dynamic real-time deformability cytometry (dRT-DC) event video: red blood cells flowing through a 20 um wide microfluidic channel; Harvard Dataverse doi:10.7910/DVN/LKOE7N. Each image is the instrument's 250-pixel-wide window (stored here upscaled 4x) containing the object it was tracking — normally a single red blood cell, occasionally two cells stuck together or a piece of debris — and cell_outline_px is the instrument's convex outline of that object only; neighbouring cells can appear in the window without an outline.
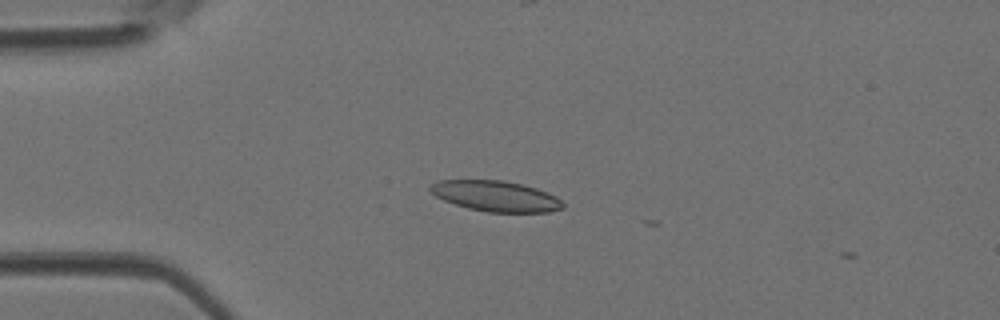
{"species": "Egyptian fruit bat (a non-hibernating species)", "species_latin": "Rousettus aegyptiacus", "temperature_condition": "room temperature", "stored_images_in_passage": 4, "camera_frame_rate_fps": 3000, "um_per_image_px": 0.085, "animal": {"sex": "female"}, "frame": {"image": 1, "passage_image": 2, "time_ms": 0.333, "image_size_px": [1000, 320], "cell_outline_px": [[564, 208], [548, 212], [488, 212], [468, 208], [444, 200], [436, 196], [428, 188], [428, 184], [440, 180], [504, 180], [536, 188], [548, 192], [556, 196], [564, 204]], "centroid_in_image_um": [42.14, 16.66], "position_along_channel_um": 42.9, "area_um2": 23.64}}